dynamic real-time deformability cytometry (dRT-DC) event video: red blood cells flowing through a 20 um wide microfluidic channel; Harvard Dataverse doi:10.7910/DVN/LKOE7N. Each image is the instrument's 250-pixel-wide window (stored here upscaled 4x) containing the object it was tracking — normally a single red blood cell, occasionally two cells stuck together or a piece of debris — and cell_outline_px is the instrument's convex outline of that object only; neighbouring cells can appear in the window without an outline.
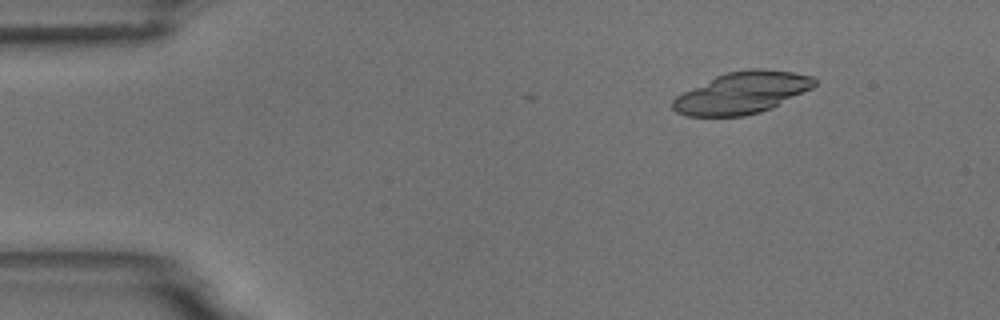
{"species": "common noctule bat (a hibernating species)", "species_latin": "Nyctalus noctula", "temperature_condition": "room temperature", "stored_images_in_passage": 5, "camera_frame_rate_fps": 3000, "um_per_image_px": 0.085, "animal": {"sex": "male", "body_mass_g": 18.8}, "frame": {"image": 1, "passage_image": 2, "time_ms": 1.0, "image_size_px": [1000, 320], "cell_outline_px": [[816, 84], [812, 88], [760, 112], [744, 116], [688, 116], [676, 112], [672, 108], [672, 100], [676, 96], [716, 76], [728, 72], [748, 68], [764, 68], [796, 72], [812, 76], [816, 80]], "centroid_in_image_um": [63.07, 7.87], "position_along_channel_um": 21.9, "area_um2": 34.16}}